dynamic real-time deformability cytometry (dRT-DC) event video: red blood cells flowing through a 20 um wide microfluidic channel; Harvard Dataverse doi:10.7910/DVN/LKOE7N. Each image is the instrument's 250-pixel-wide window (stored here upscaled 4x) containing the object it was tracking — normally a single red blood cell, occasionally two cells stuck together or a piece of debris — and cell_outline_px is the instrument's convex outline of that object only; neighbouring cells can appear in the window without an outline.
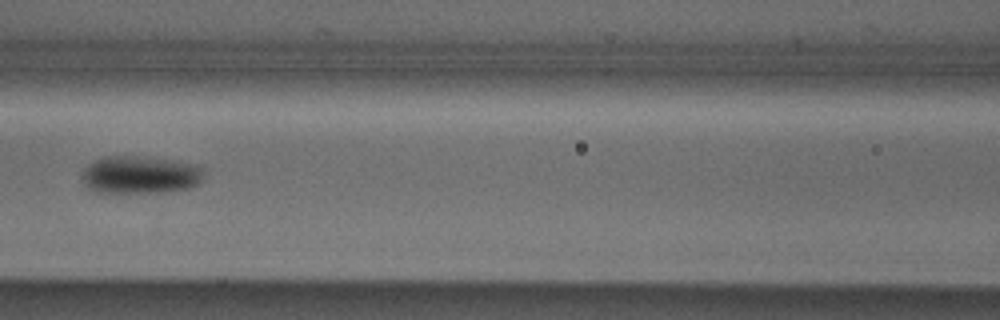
{"species": "Egyptian fruit bat (a non-hibernating species)", "species_latin": "Rousettus aegyptiacus", "temperature_condition": "cold", "stored_images_in_passage": 7, "camera_frame_rate_fps": 3000, "um_per_image_px": 0.085, "animal": {"sex": "male"}, "frame": {"image": 1, "passage_image": 6, "time_ms": 1.667, "image_size_px": [1000, 320], "cell_outline_px": [[204, 176], [200, 184], [188, 188], [168, 192], [96, 192], [88, 188], [84, 184], [84, 168], [88, 164], [104, 156], [148, 156], [172, 160], [192, 164], [204, 168]], "centroid_in_image_um": [11.96, 14.85], "position_along_channel_um": 154.6, "area_um2": 26.93}}
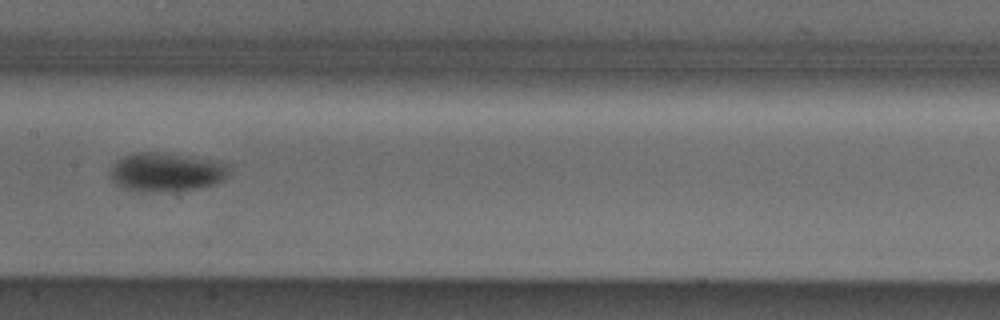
{"frame": {"image": 2, "passage_image": 7, "time_ms": 2.0, "image_size_px": [1000, 320], "cell_outline_px": [[228, 176], [224, 180], [216, 184], [200, 188], [172, 192], [168, 192], [124, 188], [116, 184], [112, 180], [112, 168], [116, 160], [124, 156], [136, 152], [156, 152], [216, 160], [228, 164]], "centroid_in_image_um": [14.2, 14.63], "position_along_channel_um": 193.2, "area_um2": 26.7}}